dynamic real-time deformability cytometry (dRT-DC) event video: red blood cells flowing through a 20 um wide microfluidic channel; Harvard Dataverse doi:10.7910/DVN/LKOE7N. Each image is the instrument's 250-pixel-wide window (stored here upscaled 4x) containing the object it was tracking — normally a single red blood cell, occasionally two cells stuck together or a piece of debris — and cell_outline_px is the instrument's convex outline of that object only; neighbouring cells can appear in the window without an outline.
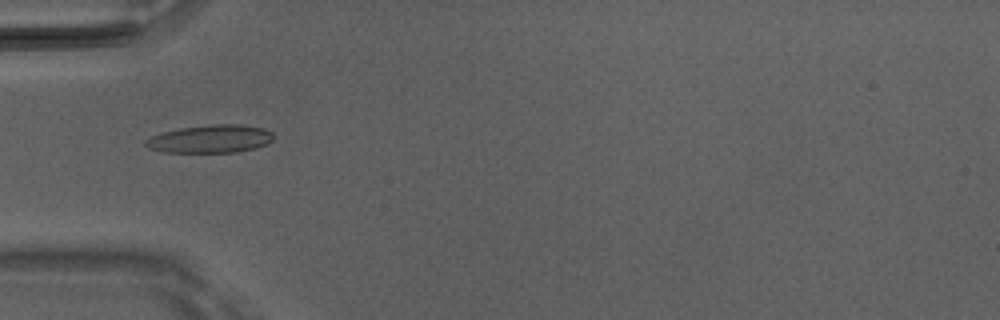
{"species": "Egyptian fruit bat (a non-hibernating species)", "species_latin": "Rousettus aegyptiacus", "temperature_condition": "room temperature", "stored_images_in_passage": 7, "camera_frame_rate_fps": 3000, "um_per_image_px": 0.085, "animal": {"sex": "male"}, "frame": {"image": 1, "passage_image": 6, "time_ms": 1.667, "image_size_px": [1000, 320], "cell_outline_px": [[272, 140], [268, 144], [256, 148], [236, 152], [164, 152], [148, 148], [144, 144], [144, 140], [152, 136], [164, 132], [180, 128], [212, 124], [240, 124], [264, 128], [272, 132]], "centroid_in_image_um": [17.9, 11.8], "position_along_channel_um": 67.1, "area_um2": 20.87}}